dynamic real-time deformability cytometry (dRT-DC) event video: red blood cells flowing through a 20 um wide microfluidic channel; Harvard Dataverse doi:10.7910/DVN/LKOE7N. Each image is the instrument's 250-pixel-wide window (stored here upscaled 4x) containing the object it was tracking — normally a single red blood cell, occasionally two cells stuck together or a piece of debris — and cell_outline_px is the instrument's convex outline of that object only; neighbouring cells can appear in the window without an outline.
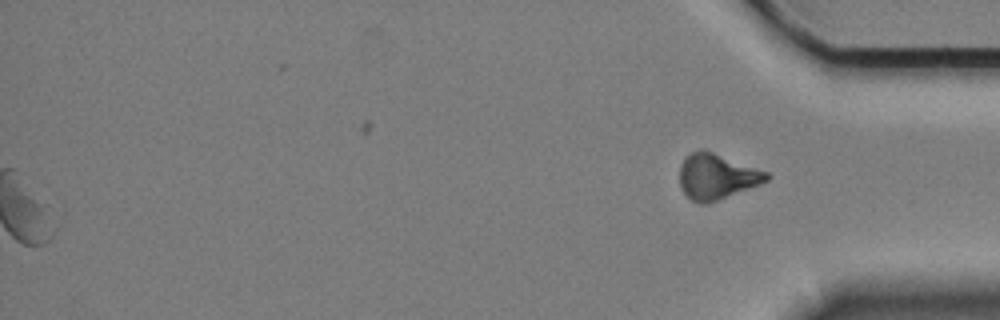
{"species": "Egyptian fruit bat (a non-hibernating species)", "species_latin": "Rousettus aegyptiacus", "temperature_condition": "cold", "stored_images_in_passage": 59, "segment_of_instrument_passage": [2, 2], "camera_frame_rate_fps": 3000, "um_per_image_px": 0.085, "animal": {"sex": "female"}, "frame": {"image": 1, "passage_image": 59, "time_ms": 19.333, "image_size_px": [1000, 320], "cell_outline_px": [[768, 180], [760, 184], [716, 200], [704, 204], [700, 204], [692, 200], [684, 192], [680, 184], [680, 164], [692, 152], [700, 148], [712, 152], [768, 172]], "centroid_in_image_um": [60.9, 15.0], "position_along_channel_um": 374.3, "area_um2": 22.48}}